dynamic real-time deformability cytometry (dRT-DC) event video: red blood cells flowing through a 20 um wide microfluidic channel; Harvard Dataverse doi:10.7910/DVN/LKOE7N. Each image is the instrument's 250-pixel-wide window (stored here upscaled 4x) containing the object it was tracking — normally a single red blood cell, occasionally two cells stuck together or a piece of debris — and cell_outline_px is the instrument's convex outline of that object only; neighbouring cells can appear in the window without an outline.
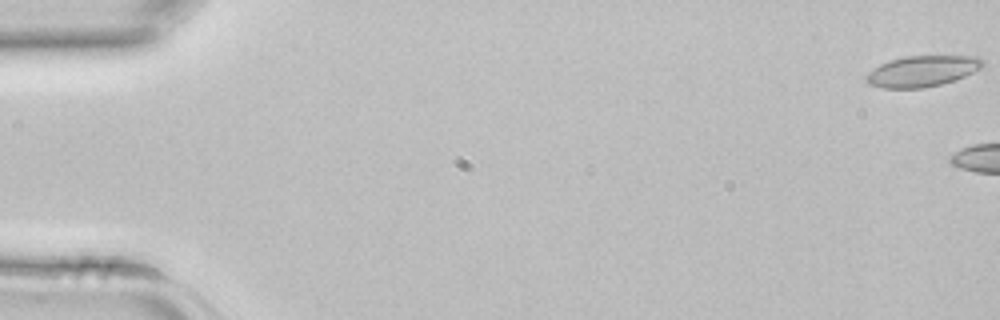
{"species": "common noctule bat (a hibernating species)", "species_latin": "Nyctalus noctula", "temperature_condition": "room temperature", "stored_images_in_passage": 4, "camera_frame_rate_fps": 3000, "um_per_image_px": 0.085, "animal": {"sex": "female", "body_mass_g": 22.7, "forearm_length_mm": 54.2}, "frame": {"image": 1, "passage_image": 1, "time_ms": 0.0, "image_size_px": [1000, 320], "cell_outline_px": [[984, 68], [964, 76], [940, 84], [924, 88], [884, 88], [868, 84], [864, 80], [864, 76], [868, 72], [880, 64], [888, 60], [904, 56], [980, 56], [984, 60]], "centroid_in_image_um": [78.38, 6.04], "position_along_channel_um": 6.6, "area_um2": 21.21}}